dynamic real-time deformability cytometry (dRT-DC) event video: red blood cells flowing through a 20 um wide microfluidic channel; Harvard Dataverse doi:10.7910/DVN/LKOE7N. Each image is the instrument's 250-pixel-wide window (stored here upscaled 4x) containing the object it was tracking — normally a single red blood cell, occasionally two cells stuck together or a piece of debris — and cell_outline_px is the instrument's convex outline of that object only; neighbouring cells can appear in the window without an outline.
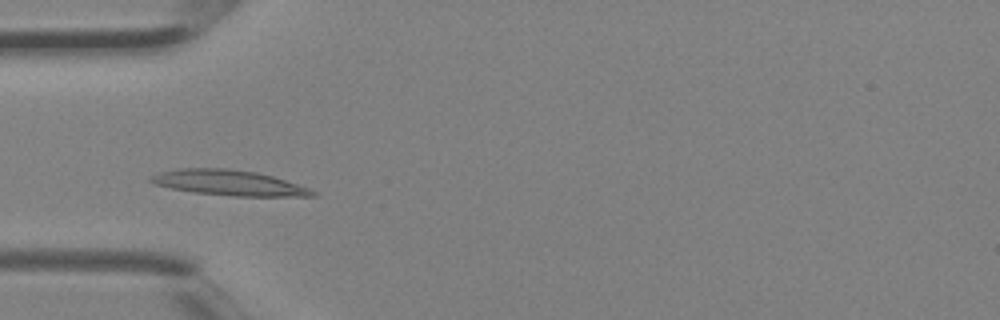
{"species": "Egyptian fruit bat (a non-hibernating species)", "species_latin": "Rousettus aegyptiacus", "temperature_condition": "room temperature", "stored_images_in_passage": 3, "camera_frame_rate_fps": 3000, "um_per_image_px": 0.085, "animal": {"sex": "female"}, "frame": {"image": 1, "passage_image": 2, "time_ms": 0.333, "image_size_px": [1000, 320], "cell_outline_px": [[316, 196], [232, 196], [192, 192], [172, 188], [156, 184], [148, 180], [152, 176], [160, 172], [176, 168], [228, 168], [256, 172], [272, 176], [308, 188], [316, 192]], "centroid_in_image_um": [19.43, 15.53], "position_along_channel_um": 65.6, "area_um2": 23.7}}
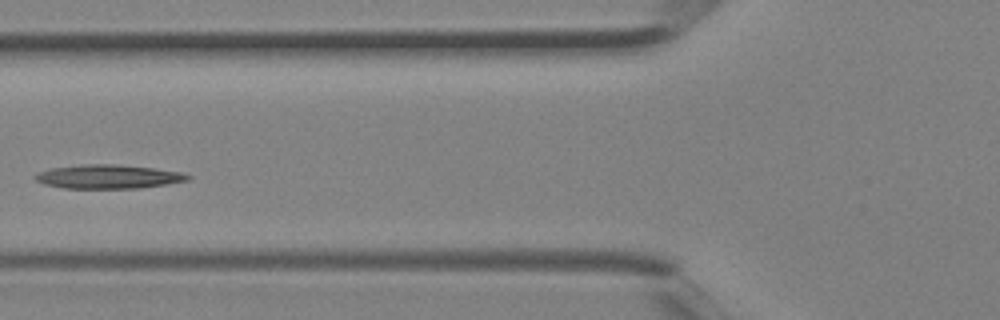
{"frame": {"image": 2, "passage_image": 3, "time_ms": 0.667, "image_size_px": [1000, 320], "cell_outline_px": [[192, 176], [188, 180], [140, 188], [64, 188], [44, 184], [36, 180], [32, 176], [40, 172], [52, 168], [88, 164], [112, 164], [152, 168], [184, 172]], "centroid_in_image_um": [9.21, 15.01], "position_along_channel_um": 116.6, "area_um2": 20.98}}